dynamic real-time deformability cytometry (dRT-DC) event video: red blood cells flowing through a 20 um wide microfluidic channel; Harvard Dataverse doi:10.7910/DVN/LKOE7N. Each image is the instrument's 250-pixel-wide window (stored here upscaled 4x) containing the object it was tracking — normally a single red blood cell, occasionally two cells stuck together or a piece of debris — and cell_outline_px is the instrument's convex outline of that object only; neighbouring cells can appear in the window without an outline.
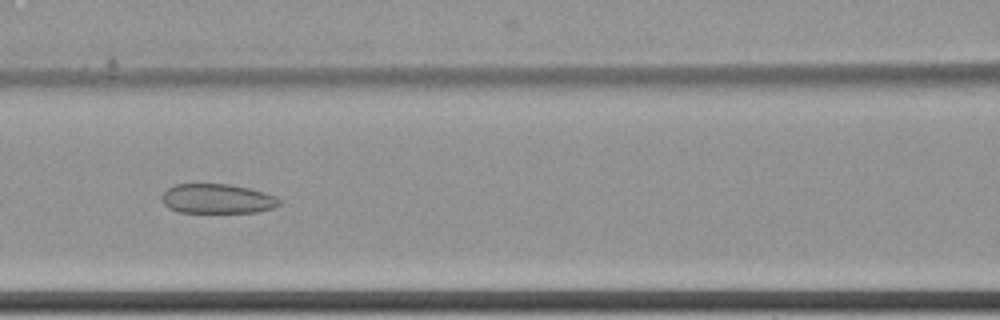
{"species": "common noctule bat (a hibernating species)", "species_latin": "Nyctalus noctula", "temperature_condition": "cold", "stored_images_in_passage": 6, "camera_frame_rate_fps": 3000, "um_per_image_px": 0.085, "animal": {"sex": "female", "body_mass_g": 22.7, "forearm_length_mm": 54.2}, "frame": {"image": 1, "passage_image": 6, "time_ms": 1.667, "image_size_px": [1000, 320], "cell_outline_px": [[280, 204], [272, 208], [260, 212], [176, 212], [168, 208], [164, 204], [160, 196], [168, 188], [176, 184], [232, 184], [264, 192], [276, 196], [280, 200]], "centroid_in_image_um": [18.45, 16.89], "position_along_channel_um": 148.1, "area_um2": 20.35}}